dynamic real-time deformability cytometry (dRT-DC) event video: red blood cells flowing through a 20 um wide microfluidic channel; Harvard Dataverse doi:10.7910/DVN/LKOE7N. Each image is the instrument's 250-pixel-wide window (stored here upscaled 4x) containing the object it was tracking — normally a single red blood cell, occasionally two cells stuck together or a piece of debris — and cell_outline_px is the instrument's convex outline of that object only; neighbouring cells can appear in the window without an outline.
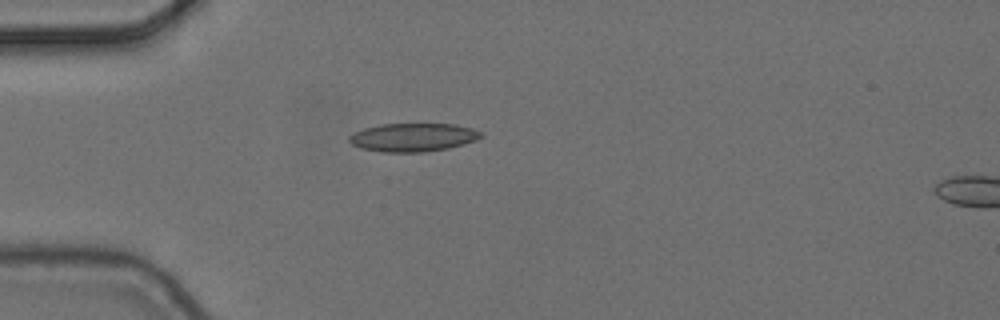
{"species": "common noctule bat (a hibernating species)", "species_latin": "Nyctalus noctula", "temperature_condition": "cold", "stored_images_in_passage": 5, "camera_frame_rate_fps": 3000, "um_per_image_px": 0.085, "animal": {"sex": "female", "body_mass_g": 24.6, "forearm_length_mm": 56.2}, "frame": {"image": 1, "passage_image": 4, "time_ms": 1.0, "image_size_px": [1000, 320], "cell_outline_px": [[484, 136], [476, 140], [464, 144], [448, 148], [424, 152], [380, 152], [360, 148], [352, 144], [348, 140], [348, 136], [364, 128], [380, 124], [452, 124], [472, 128], [480, 132]], "centroid_in_image_um": [35.09, 11.68], "position_along_channel_um": 49.9, "area_um2": 21.79}}